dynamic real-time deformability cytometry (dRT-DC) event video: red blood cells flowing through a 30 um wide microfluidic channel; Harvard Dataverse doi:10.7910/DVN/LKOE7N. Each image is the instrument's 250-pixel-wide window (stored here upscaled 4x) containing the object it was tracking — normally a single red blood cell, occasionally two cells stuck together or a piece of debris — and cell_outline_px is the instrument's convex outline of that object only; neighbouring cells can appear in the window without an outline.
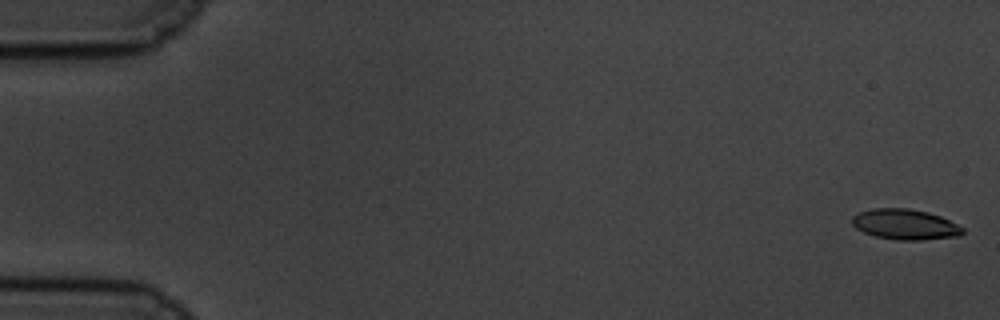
{"species": "common noctule bat (a hibernating species)", "species_latin": "Nyctalus noctula", "temperature_condition": "cold", "stored_images_in_passage": 59, "camera_frame_rate_fps": 3000, "um_per_image_px": 0.085, "animal": {"sex": "male", "body_mass_g": 19.5, "forearm_length_mm": 54.6}, "frame": {"image": 1, "passage_image": 1, "time_ms": 0.0, "image_size_px": [1000, 320], "cell_outline_px": [[964, 232], [960, 236], [920, 240], [896, 240], [876, 236], [864, 232], [856, 228], [852, 224], [852, 216], [860, 212], [872, 208], [908, 208], [928, 212], [940, 216], [964, 228]], "centroid_in_image_um": [76.93, 19.07], "position_along_channel_um": 8.1, "area_um2": 19.59}}
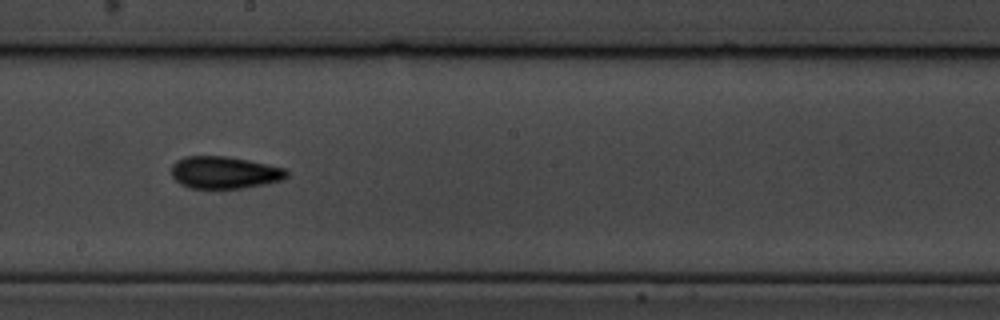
{"frame": {"image": 2, "passage_image": 33, "time_ms": 10.667, "image_size_px": [1000, 320], "cell_outline_px": [[288, 176], [284, 180], [264, 184], [240, 188], [192, 188], [180, 184], [172, 176], [172, 164], [176, 160], [184, 156], [224, 156], [248, 160], [284, 168], [288, 172]], "centroid_in_image_um": [19.07, 14.66], "position_along_channel_um": 229.1, "area_um2": 21.56}}
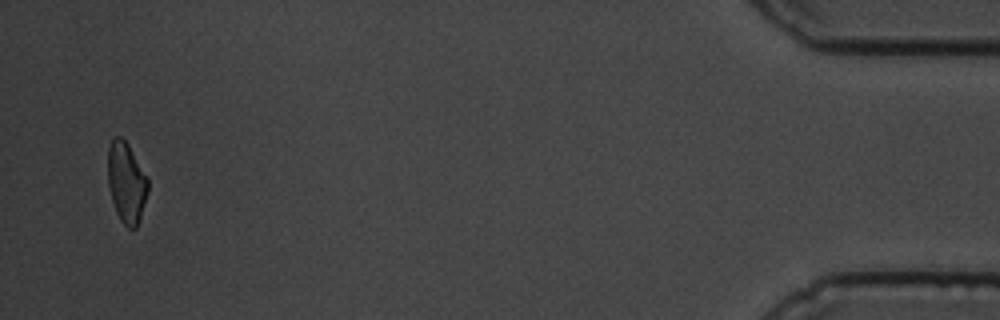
{"frame": {"image": 3, "passage_image": 57, "time_ms": 18.667, "image_size_px": [1000, 320], "cell_outline_px": [[148, 192], [136, 228], [128, 228], [120, 220], [116, 212], [112, 200], [108, 184], [108, 148], [112, 140], [116, 136], [120, 136], [128, 144], [148, 176]], "centroid_in_image_um": [10.75, 15.5], "position_along_channel_um": 424.5, "area_um2": 18.79}, "authors_computed_cell_mechanics": {"area_um2": 20.3456, "velocity_mm_per_s": 3.4494, "shape_relaxation_time_tau1_ms": 4.075, "shape_relaxation_time_tau2_ms": 2.0962, "deformation_change_tau1": 0.1593, "deformation_change_tau2": 0.093}}